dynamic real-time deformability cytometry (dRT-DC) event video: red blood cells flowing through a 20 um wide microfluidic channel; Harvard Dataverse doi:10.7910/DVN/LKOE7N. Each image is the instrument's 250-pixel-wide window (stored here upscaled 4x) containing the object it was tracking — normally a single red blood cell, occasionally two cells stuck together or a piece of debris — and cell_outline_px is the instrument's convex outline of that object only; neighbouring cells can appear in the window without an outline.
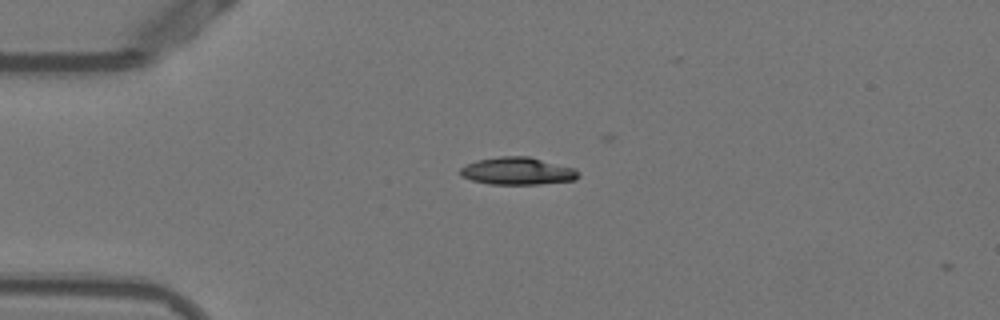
{"species": "Egyptian fruit bat (a non-hibernating species)", "species_latin": "Rousettus aegyptiacus", "temperature_condition": "warm", "stored_images_in_passage": 3, "camera_frame_rate_fps": 3000, "um_per_image_px": 0.085, "animal": {"sex": "female"}, "frame": {"image": 1, "passage_image": 1, "time_ms": 0.0, "image_size_px": [1000, 320], "cell_outline_px": [[580, 176], [576, 180], [540, 184], [488, 184], [472, 180], [460, 176], [460, 168], [476, 160], [500, 156], [528, 156], [576, 168], [580, 172]], "centroid_in_image_um": [44.02, 14.54], "position_along_channel_um": 41.0, "area_um2": 19.07}}